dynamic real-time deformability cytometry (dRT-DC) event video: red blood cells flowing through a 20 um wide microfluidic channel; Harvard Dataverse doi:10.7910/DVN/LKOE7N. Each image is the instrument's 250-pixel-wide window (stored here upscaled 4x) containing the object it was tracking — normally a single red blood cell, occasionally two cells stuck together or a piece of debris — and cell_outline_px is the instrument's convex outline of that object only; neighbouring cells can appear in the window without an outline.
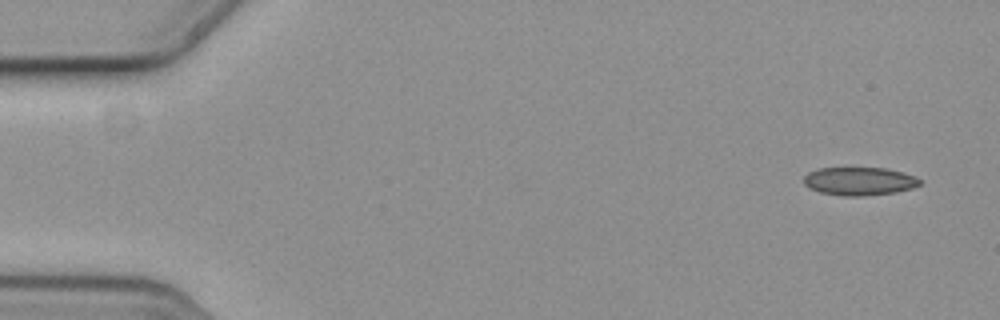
{"species": "common noctule bat (a hibernating species)", "species_latin": "Nyctalus noctula", "temperature_condition": "cold", "stored_images_in_passage": 5, "camera_frame_rate_fps": 3000, "um_per_image_px": 0.085, "animal": {"sex": "female", "body_mass_g": 19.3, "forearm_length_mm": 54.1}, "frame": {"image": 1, "passage_image": 1, "time_ms": 0.0, "image_size_px": [1000, 320], "cell_outline_px": [[920, 184], [912, 188], [896, 192], [856, 196], [848, 196], [820, 192], [808, 188], [804, 184], [804, 176], [808, 172], [816, 168], [884, 168], [900, 172], [912, 176], [920, 180]], "centroid_in_image_um": [72.98, 15.4], "position_along_channel_um": 12.0, "area_um2": 18.79}}